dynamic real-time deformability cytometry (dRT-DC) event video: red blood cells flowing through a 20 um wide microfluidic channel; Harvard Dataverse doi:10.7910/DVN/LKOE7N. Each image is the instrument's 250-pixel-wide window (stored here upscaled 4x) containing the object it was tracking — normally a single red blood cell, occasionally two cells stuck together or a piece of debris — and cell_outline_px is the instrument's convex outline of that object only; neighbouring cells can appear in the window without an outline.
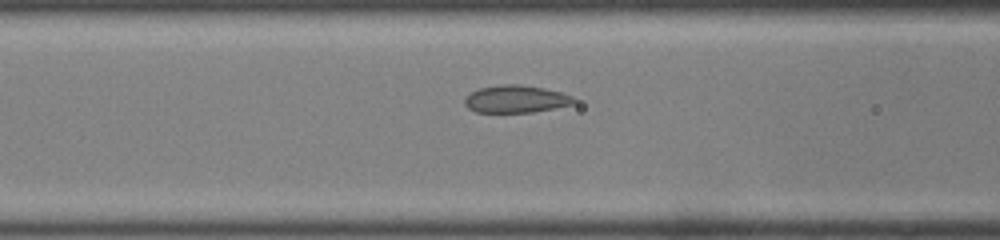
{"species": "common noctule bat (a hibernating species)", "species_latin": "Nyctalus noctula", "temperature_condition": "room temperature", "stored_images_in_passage": 35, "camera_frame_rate_fps": 3000, "um_per_image_px": 0.085, "animal": {"sex": "male", "body_mass_g": 19.0, "forearm_length_mm": 50.8}, "frame": {"image": 1, "passage_image": 7, "time_ms": 2.0, "image_size_px": [1000, 240], "cell_outline_px": [[576, 104], [532, 112], [476, 112], [468, 108], [464, 104], [464, 96], [480, 88], [500, 84], [520, 84], [544, 88], [560, 92], [572, 96], [576, 100]], "centroid_in_image_um": [43.85, 8.41], "position_along_channel_um": 122.8, "area_um2": 17.57}}
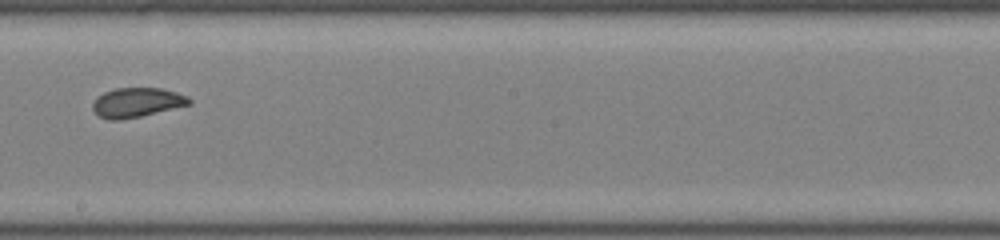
{"frame": {"image": 2, "passage_image": 15, "time_ms": 4.667, "image_size_px": [1000, 240], "cell_outline_px": [[192, 104], [140, 116], [120, 120], [108, 120], [96, 116], [92, 108], [92, 104], [96, 96], [104, 92], [116, 88], [160, 88], [176, 92], [188, 96], [192, 100]], "centroid_in_image_um": [11.6, 8.71], "position_along_channel_um": 236.6, "area_um2": 16.76}}
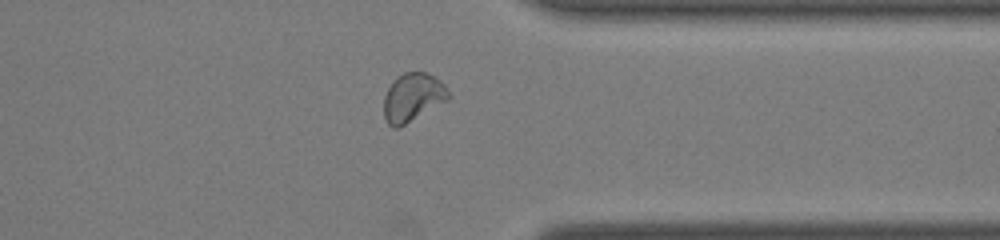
{"frame": {"image": 3, "passage_image": 25, "time_ms": 8.0, "image_size_px": [1000, 240], "cell_outline_px": [[448, 100], [404, 124], [396, 128], [392, 128], [388, 124], [384, 116], [384, 96], [392, 80], [396, 76], [404, 72], [424, 72], [440, 80], [444, 84], [448, 92]], "centroid_in_image_um": [35.05, 8.26], "position_along_channel_um": 376.4, "area_um2": 17.98}, "authors_computed_cell_mechanics": {"area_um2": 17.8602, "velocity_mm_per_s": 4.2799, "shape_relaxation_time_tau1_ms": null, "shape_relaxation_time_tau2_ms": 1.0838, "deformation_change_tau1": null, "deformation_change_tau2": 0.0372}}